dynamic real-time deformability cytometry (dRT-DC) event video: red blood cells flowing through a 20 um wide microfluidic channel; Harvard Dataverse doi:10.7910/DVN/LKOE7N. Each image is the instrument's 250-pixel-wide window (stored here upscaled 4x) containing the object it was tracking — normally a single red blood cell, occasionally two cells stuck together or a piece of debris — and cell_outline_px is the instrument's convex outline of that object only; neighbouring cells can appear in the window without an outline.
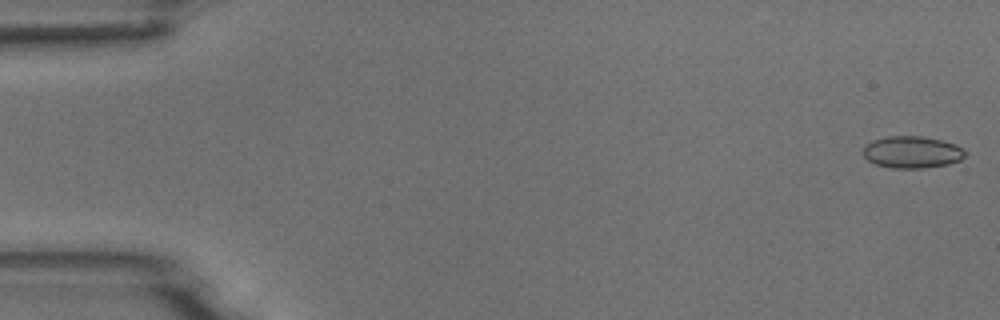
{"species": "common noctule bat (a hibernating species)", "species_latin": "Nyctalus noctula", "temperature_condition": "room temperature", "stored_images_in_passage": 8, "camera_frame_rate_fps": 3000, "um_per_image_px": 0.085, "animal": {"sex": "male", "body_mass_g": 18.8}, "frame": {"image": 1, "passage_image": 1, "time_ms": 0.0, "image_size_px": [1000, 320], "cell_outline_px": [[968, 156], [960, 160], [948, 164], [924, 168], [892, 168], [876, 164], [868, 160], [864, 156], [864, 144], [872, 140], [888, 136], [920, 136], [944, 140], [956, 144], [964, 148], [968, 152]], "centroid_in_image_um": [77.58, 12.92], "position_along_channel_um": 7.4, "area_um2": 19.31}}
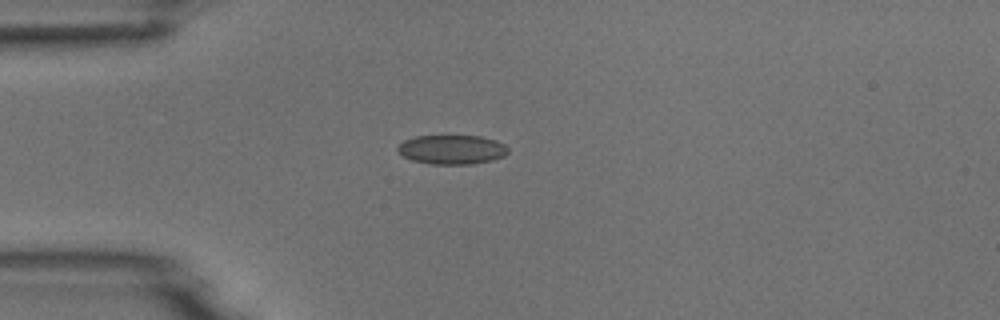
{"frame": {"image": 2, "passage_image": 4, "time_ms": 1.0, "image_size_px": [1000, 320], "cell_outline_px": [[508, 152], [504, 156], [492, 160], [472, 164], [428, 164], [412, 160], [404, 156], [396, 148], [404, 140], [412, 136], [480, 136], [496, 140], [504, 144], [508, 148]], "centroid_in_image_um": [38.41, 12.71], "position_along_channel_um": 46.6, "area_um2": 18.84}}